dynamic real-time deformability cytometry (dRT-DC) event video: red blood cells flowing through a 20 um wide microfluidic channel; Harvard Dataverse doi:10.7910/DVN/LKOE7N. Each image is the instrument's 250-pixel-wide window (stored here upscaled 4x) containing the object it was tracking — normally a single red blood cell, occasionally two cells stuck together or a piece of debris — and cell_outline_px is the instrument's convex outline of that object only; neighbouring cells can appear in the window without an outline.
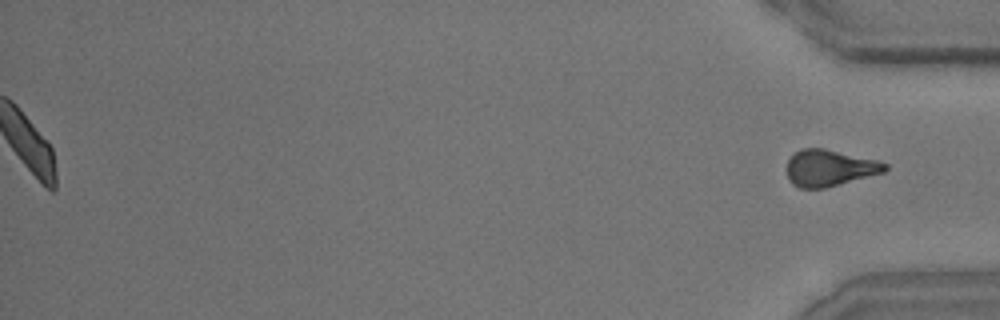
{"species": "common noctule bat (a hibernating species)", "species_latin": "Nyctalus noctula", "temperature_condition": "room temperature", "stored_images_in_passage": 47, "segment_of_instrument_passage": [2, 2], "camera_frame_rate_fps": 3000, "um_per_image_px": 0.085, "animal": {"sex": "male", "body_mass_g": 15.6}, "frame": {"image": 1, "passage_image": 47, "time_ms": 15.333, "image_size_px": [1000, 320], "cell_outline_px": [[888, 168], [884, 172], [824, 188], [800, 188], [792, 184], [788, 180], [784, 168], [788, 160], [800, 148], [824, 148], [880, 160], [888, 164]], "centroid_in_image_um": [70.48, 14.27], "position_along_channel_um": 364.7, "area_um2": 21.15}}